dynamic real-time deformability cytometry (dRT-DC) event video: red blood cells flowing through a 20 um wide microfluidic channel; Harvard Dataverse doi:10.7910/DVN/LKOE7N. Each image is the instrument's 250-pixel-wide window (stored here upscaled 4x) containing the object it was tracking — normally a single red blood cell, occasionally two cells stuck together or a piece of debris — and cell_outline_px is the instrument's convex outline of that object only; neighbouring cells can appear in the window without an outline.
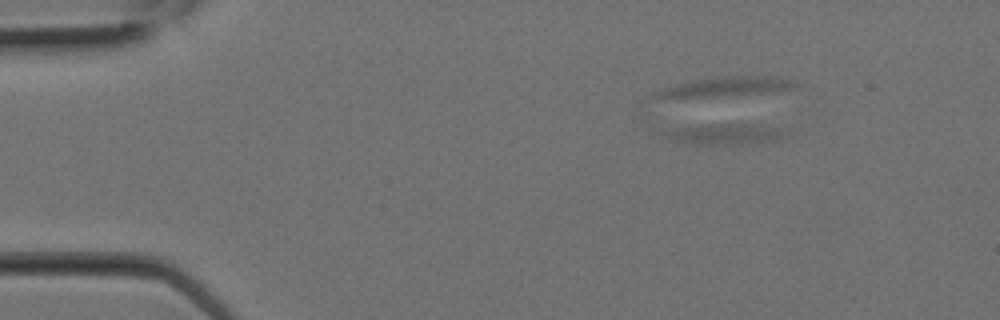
{"species": "Egyptian fruit bat (a non-hibernating species)", "species_latin": "Rousettus aegyptiacus", "temperature_condition": "room temperature", "stored_images_in_passage": 2, "camera_frame_rate_fps": 3000, "um_per_image_px": 0.085, "animal": {"sex": "female"}, "frame": {"image": 1, "passage_image": 1, "time_ms": 0.0, "image_size_px": [1000, 320], "cell_outline_px": [[780, 136], [776, 140], [736, 144], [696, 144], [676, 140], [668, 136], [668, 132], [676, 128], [708, 124], [760, 124], [776, 128], [780, 132]], "centroid_in_image_um": [61.63, 11.38], "position_along_channel_um": 23.4, "area_um2": 13.58}}